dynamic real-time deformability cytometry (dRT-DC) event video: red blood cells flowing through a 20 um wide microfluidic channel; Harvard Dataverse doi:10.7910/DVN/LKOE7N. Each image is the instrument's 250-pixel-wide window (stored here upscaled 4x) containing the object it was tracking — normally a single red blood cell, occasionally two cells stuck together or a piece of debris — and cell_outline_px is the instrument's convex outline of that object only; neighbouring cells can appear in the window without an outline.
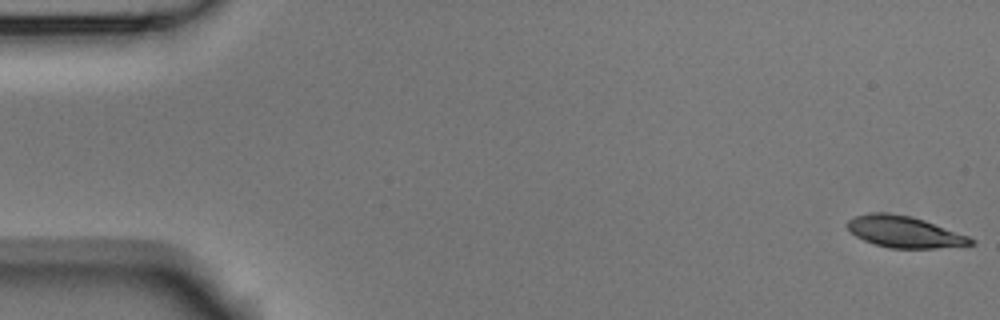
{"species": "Egyptian fruit bat (a non-hibernating species)", "species_latin": "Rousettus aegyptiacus", "temperature_condition": "room temperature", "stored_images_in_passage": 5, "segment_of_instrument_passage": [2, 2], "camera_frame_rate_fps": 3000, "um_per_image_px": 0.085, "animal": {"sex": "male"}, "frame": {"image": 1, "passage_image": 5, "time_ms": 1.333, "image_size_px": [1000, 320], "cell_outline_px": [[976, 244], [932, 248], [892, 248], [876, 244], [864, 240], [856, 236], [848, 228], [848, 220], [856, 216], [872, 212], [884, 212], [908, 216], [924, 220], [968, 236], [976, 240]], "centroid_in_image_um": [76.89, 19.71], "position_along_channel_um": 8.1, "area_um2": 22.2}}